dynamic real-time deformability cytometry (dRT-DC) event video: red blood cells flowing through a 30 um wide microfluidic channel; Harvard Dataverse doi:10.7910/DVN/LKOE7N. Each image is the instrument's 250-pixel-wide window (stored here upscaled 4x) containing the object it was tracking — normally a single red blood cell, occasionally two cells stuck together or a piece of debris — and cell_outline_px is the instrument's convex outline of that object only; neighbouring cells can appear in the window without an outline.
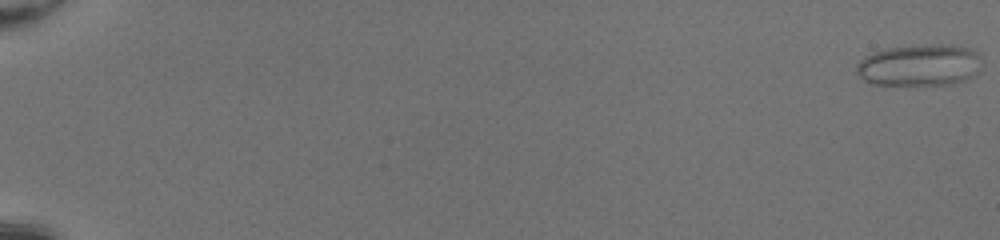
{"species": "common noctule bat (a hibernating species)", "species_latin": "Nyctalus noctula", "temperature_condition": "room temperature", "stored_images_in_passage": 51, "camera_frame_rate_fps": 3000, "um_per_image_px": 0.085, "animal": {"sex": "female", "body_mass_g": 20.0, "forearm_length_mm": 54.0}, "frame": {"image": 1, "passage_image": 1, "time_ms": 0.0, "image_size_px": [1000, 240], "cell_outline_px": [[980, 60], [976, 72], [972, 76], [964, 80], [952, 84], [872, 84], [864, 80], [856, 72], [856, 64], [864, 56], [872, 52], [884, 48], [928, 44], [952, 44], [972, 48], [980, 56]], "centroid_in_image_um": [78.13, 5.51], "position_along_channel_um": 6.9, "area_um2": 30.52}}
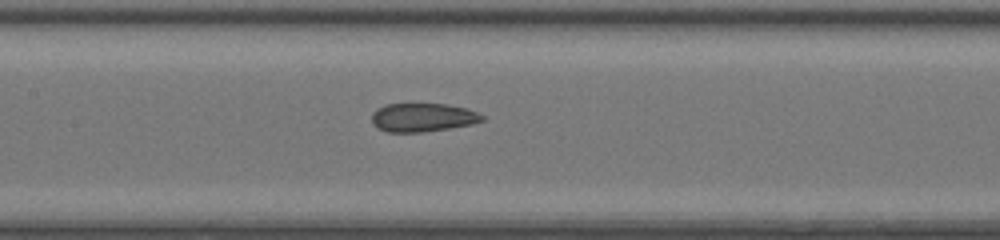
{"frame": {"image": 2, "passage_image": 28, "time_ms": 9.0, "image_size_px": [1000, 240], "cell_outline_px": [[484, 120], [472, 124], [424, 132], [388, 132], [376, 128], [372, 124], [372, 112], [376, 108], [384, 104], [448, 104], [464, 108], [476, 112], [484, 116]], "centroid_in_image_um": [35.88, 9.98], "position_along_channel_um": 171.5, "area_um2": 18.44}}
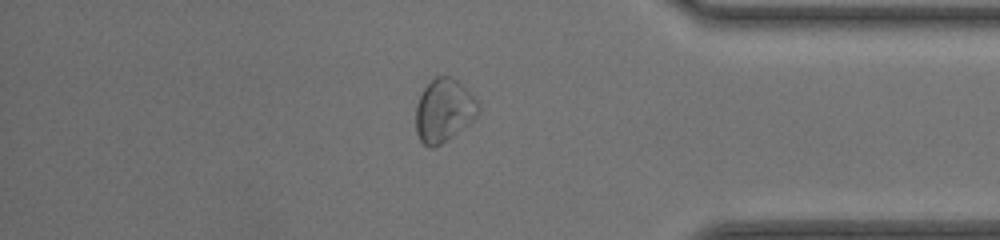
{"frame": {"image": 3, "passage_image": 45, "time_ms": 14.667, "image_size_px": [1000, 240], "cell_outline_px": [[480, 112], [472, 120], [452, 136], [440, 144], [432, 148], [428, 148], [420, 140], [416, 132], [416, 104], [424, 88], [436, 76], [452, 76], [468, 88], [472, 92], [480, 104]], "centroid_in_image_um": [37.75, 9.36], "position_along_channel_um": 397.5, "area_um2": 23.12}, "authors_computed_cell_mechanics": {"area_um2": 21.964, "velocity_mm_per_s": 4.2869, "shape_relaxation_time_tau1_ms": null, "shape_relaxation_time_tau2_ms": 1.18, "deformation_change_tau1": null, "deformation_change_tau2": 0.0664}}